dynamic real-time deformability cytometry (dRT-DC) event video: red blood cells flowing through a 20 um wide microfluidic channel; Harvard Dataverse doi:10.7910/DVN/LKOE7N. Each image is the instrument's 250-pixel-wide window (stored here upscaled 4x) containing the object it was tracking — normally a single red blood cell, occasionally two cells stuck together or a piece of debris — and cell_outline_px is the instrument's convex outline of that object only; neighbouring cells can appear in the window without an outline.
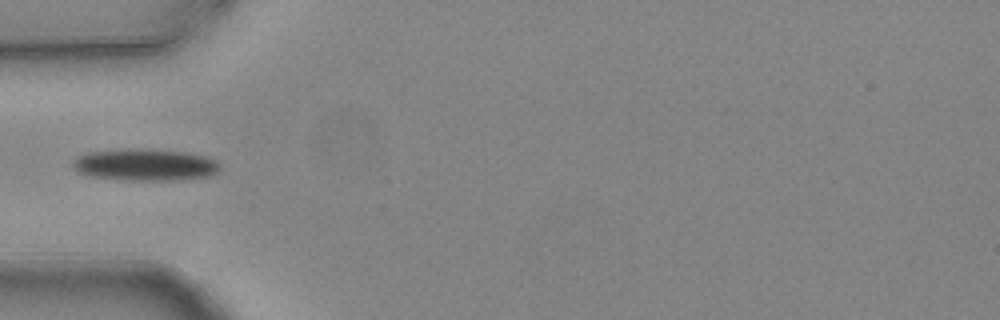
{"species": "common noctule bat (a hibernating species)", "species_latin": "Nyctalus noctula", "temperature_condition": "warm", "stored_images_in_passage": 5, "camera_frame_rate_fps": 3000, "um_per_image_px": 0.085, "animal": {"sex": "female", "body_mass_g": 24.6, "forearm_length_mm": 56.2}, "frame": {"image": 1, "passage_image": 4, "time_ms": 1.0, "image_size_px": [1000, 320], "cell_outline_px": [[220, 168], [212, 176], [176, 180], [116, 180], [88, 176], [72, 168], [72, 160], [76, 156], [88, 152], [136, 148], [184, 152], [204, 156], [216, 160], [220, 164]], "centroid_in_image_um": [12.29, 14.02], "position_along_channel_um": 72.7, "area_um2": 27.57}}
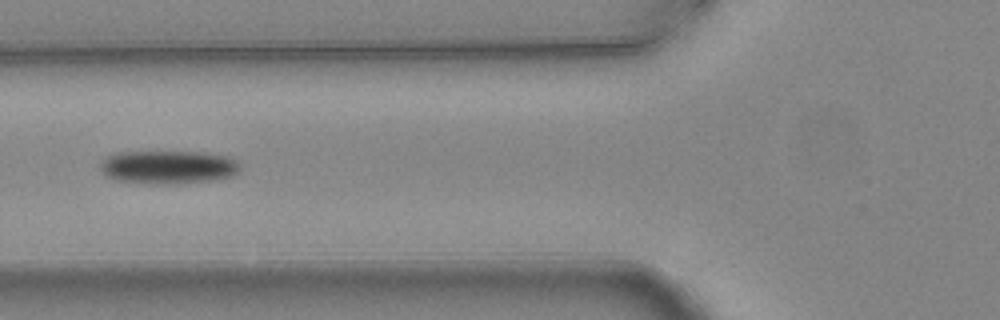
{"frame": {"image": 2, "passage_image": 5, "time_ms": 1.333, "image_size_px": [1000, 320], "cell_outline_px": [[240, 172], [232, 176], [216, 180], [172, 184], [148, 184], [116, 180], [108, 176], [100, 168], [100, 160], [116, 152], [196, 152], [228, 156], [236, 160], [240, 164]], "centroid_in_image_um": [14.32, 14.21], "position_along_channel_um": 111.5, "area_um2": 27.4}}